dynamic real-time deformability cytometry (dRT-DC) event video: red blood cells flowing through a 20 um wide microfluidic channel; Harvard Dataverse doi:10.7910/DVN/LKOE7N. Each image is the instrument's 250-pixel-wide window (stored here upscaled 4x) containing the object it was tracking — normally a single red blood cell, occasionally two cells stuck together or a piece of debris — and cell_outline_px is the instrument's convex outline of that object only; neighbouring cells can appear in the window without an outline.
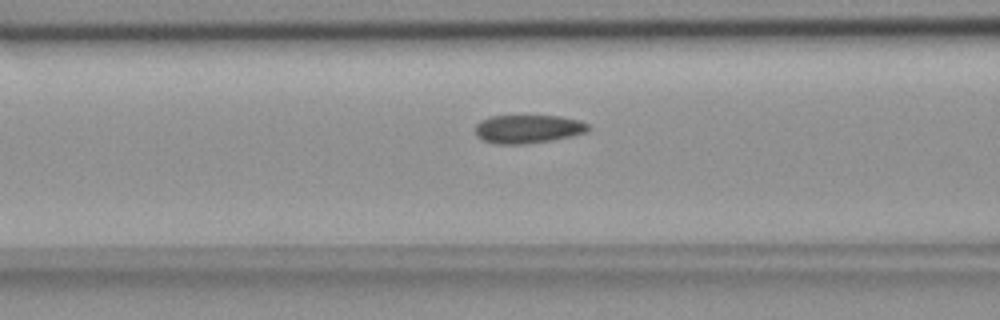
{"species": "common noctule bat (a hibernating species)", "species_latin": "Nyctalus noctula", "temperature_condition": "room temperature", "stored_images_in_passage": 38, "camera_frame_rate_fps": 3000, "um_per_image_px": 0.085, "animal": {"sex": "female", "body_mass_g": 18.4}, "frame": {"image": 1, "passage_image": 15, "time_ms": 4.667, "image_size_px": [1000, 320], "cell_outline_px": [[592, 128], [584, 132], [552, 140], [520, 144], [496, 144], [484, 140], [476, 136], [476, 124], [480, 120], [492, 116], [560, 116], [580, 120], [588, 124]], "centroid_in_image_um": [44.86, 10.95], "position_along_channel_um": 121.7, "area_um2": 18.55}}
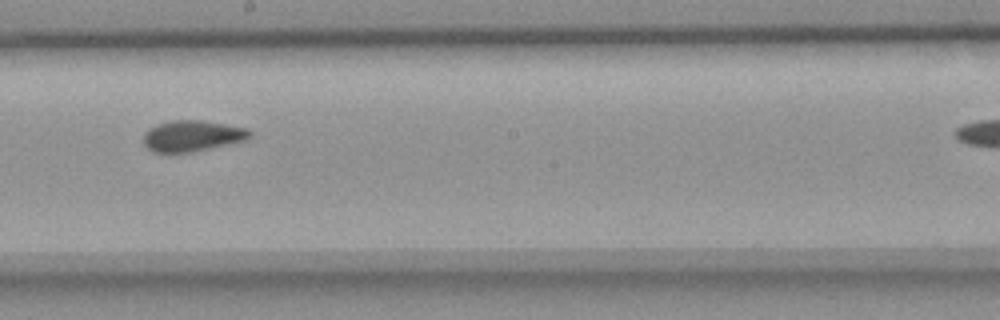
{"frame": {"image": 2, "passage_image": 24, "time_ms": 7.667, "image_size_px": [1000, 320], "cell_outline_px": [[252, 136], [244, 140], [208, 148], [188, 152], [152, 152], [144, 144], [144, 132], [148, 128], [156, 124], [172, 120], [200, 120], [248, 128], [252, 132]], "centroid_in_image_um": [16.31, 11.53], "position_along_channel_um": 231.9, "area_um2": 19.02}}
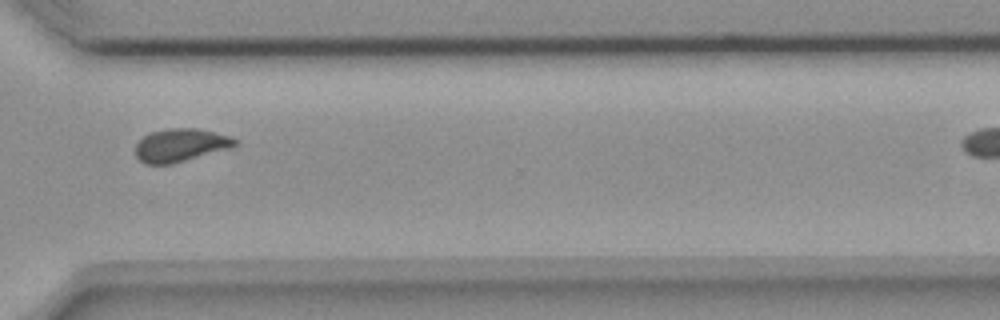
{"frame": {"image": 3, "passage_image": 34, "time_ms": 11.0, "image_size_px": [1000, 320], "cell_outline_px": [[236, 144], [232, 148], [172, 164], [144, 164], [136, 156], [136, 144], [144, 136], [152, 132], [168, 128], [196, 128], [232, 136], [236, 140]], "centroid_in_image_um": [15.36, 12.34], "position_along_channel_um": 355.2, "area_um2": 19.19}}